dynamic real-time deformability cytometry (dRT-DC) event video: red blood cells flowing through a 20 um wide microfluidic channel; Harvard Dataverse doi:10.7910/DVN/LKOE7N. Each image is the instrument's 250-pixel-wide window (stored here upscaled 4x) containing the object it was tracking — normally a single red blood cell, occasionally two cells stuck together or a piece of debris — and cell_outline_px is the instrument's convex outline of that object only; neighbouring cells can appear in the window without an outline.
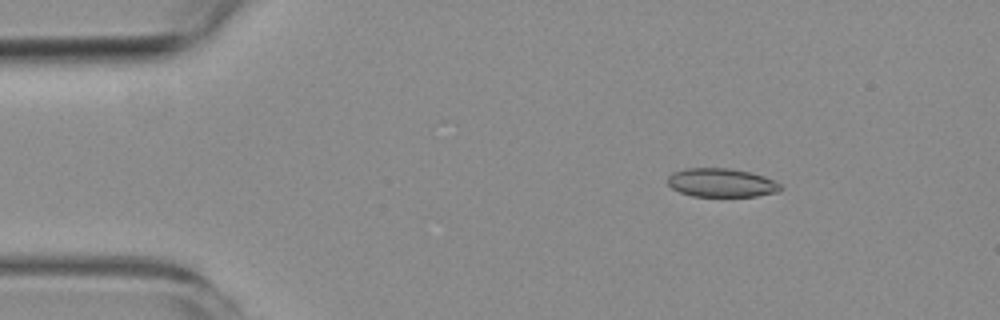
{"species": "common noctule bat (a hibernating species)", "species_latin": "Nyctalus noctula", "temperature_condition": "room temperature", "stored_images_in_passage": 5, "camera_frame_rate_fps": 3000, "um_per_image_px": 0.085, "animal": {"sex": "female", "body_mass_g": 19.3, "forearm_length_mm": 54.1}, "frame": {"image": 1, "passage_image": 3, "time_ms": 2.0, "image_size_px": [1000, 320], "cell_outline_px": [[784, 188], [776, 192], [756, 196], [692, 196], [680, 192], [672, 188], [668, 184], [668, 176], [672, 172], [684, 168], [728, 168], [752, 172], [764, 176], [780, 184]], "centroid_in_image_um": [61.31, 15.52], "position_along_channel_um": 23.7, "area_um2": 18.9}}
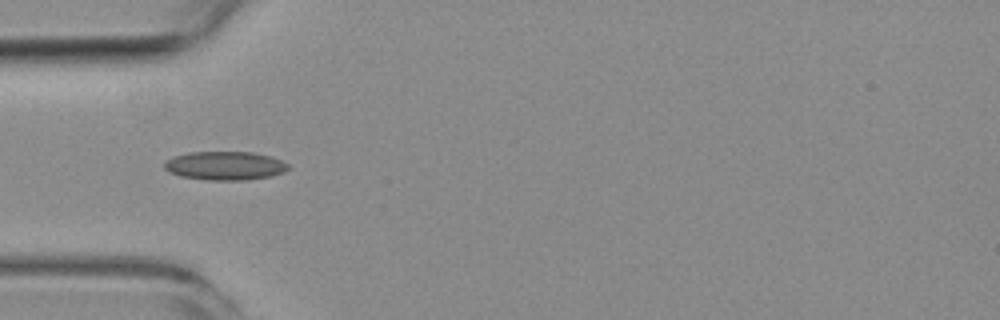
{"frame": {"image": 2, "passage_image": 5, "time_ms": 5.0, "image_size_px": [1000, 320], "cell_outline_px": [[288, 168], [284, 172], [272, 176], [244, 180], [208, 180], [180, 176], [168, 172], [164, 168], [164, 164], [172, 156], [188, 152], [252, 152], [268, 156], [280, 160], [288, 164]], "centroid_in_image_um": [19.09, 14.09], "position_along_channel_um": 65.9, "area_um2": 20.63}}